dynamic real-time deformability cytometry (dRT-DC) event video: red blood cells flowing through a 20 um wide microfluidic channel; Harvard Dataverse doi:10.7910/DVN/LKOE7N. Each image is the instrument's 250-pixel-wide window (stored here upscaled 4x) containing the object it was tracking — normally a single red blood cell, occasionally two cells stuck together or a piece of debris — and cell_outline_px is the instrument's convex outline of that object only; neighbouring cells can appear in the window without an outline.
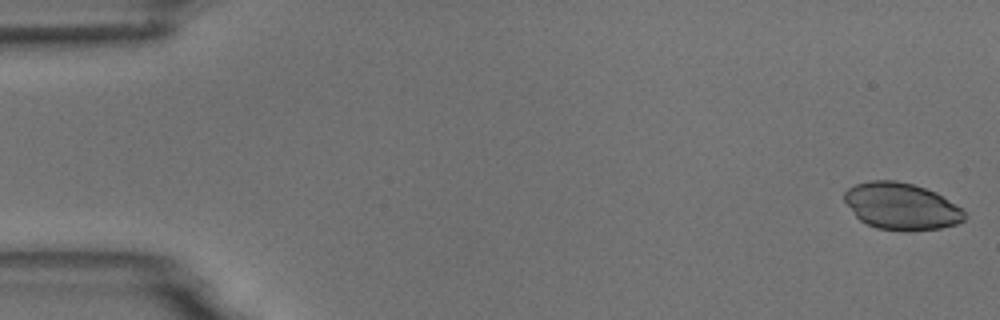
{"species": "common noctule bat (a hibernating species)", "species_latin": "Nyctalus noctula", "temperature_condition": "room temperature", "stored_images_in_passage": 5, "camera_frame_rate_fps": 3000, "um_per_image_px": 0.085, "animal": {"sex": "male", "body_mass_g": 18.8}, "frame": {"image": 1, "passage_image": 1, "time_ms": 0.0, "image_size_px": [1000, 320], "cell_outline_px": [[964, 220], [956, 224], [940, 228], [912, 232], [904, 232], [876, 228], [860, 220], [856, 216], [844, 200], [844, 192], [848, 188], [856, 184], [868, 180], [896, 180], [912, 184], [936, 192], [960, 208], [964, 212]], "centroid_in_image_um": [76.59, 17.54], "position_along_channel_um": 8.4, "area_um2": 32.83}}